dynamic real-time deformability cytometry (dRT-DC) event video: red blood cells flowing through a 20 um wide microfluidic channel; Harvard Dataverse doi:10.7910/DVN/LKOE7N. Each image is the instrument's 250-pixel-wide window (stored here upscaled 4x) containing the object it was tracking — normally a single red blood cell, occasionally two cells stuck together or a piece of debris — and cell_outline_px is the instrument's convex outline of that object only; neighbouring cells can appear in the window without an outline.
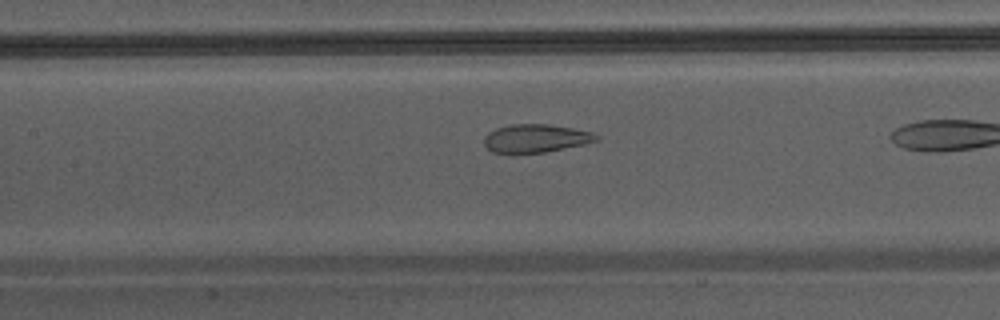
{"species": "Egyptian fruit bat (a non-hibernating species)", "species_latin": "Rousettus aegyptiacus", "temperature_condition": "warm", "stored_images_in_passage": 35, "camera_frame_rate_fps": 3000, "um_per_image_px": 0.085, "animal": {"sex": "male"}, "frame": {"image": 1, "passage_image": 20, "time_ms": 6.333, "image_size_px": [1000, 320], "cell_outline_px": [[600, 140], [584, 144], [544, 152], [492, 152], [484, 144], [484, 136], [488, 132], [496, 128], [512, 124], [548, 124], [572, 128], [592, 132], [600, 136]], "centroid_in_image_um": [45.56, 11.74], "position_along_channel_um": 161.8, "area_um2": 18.26}}